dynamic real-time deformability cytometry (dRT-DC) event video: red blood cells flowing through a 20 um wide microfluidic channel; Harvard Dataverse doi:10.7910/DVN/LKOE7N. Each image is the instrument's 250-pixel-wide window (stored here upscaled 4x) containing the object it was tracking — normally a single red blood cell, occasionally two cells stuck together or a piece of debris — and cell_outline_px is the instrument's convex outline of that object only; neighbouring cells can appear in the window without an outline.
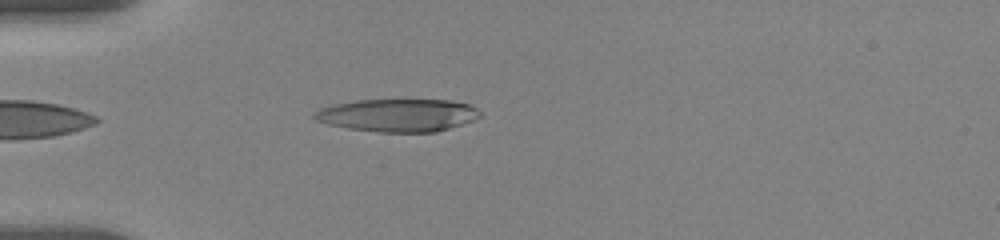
{"species": "human", "species_latin": "Homo sapiens", "temperature_condition": "room temperature", "stored_images_in_passage": 1, "camera_frame_rate_fps": 3000, "um_per_image_px": 0.085, "donor": {"sex": "female"}, "frame": {"image": 1, "passage_image": 1, "time_ms": 0.0, "image_size_px": [1000, 240], "cell_outline_px": [[480, 116], [476, 120], [436, 132], [380, 132], [348, 128], [328, 124], [316, 120], [312, 116], [320, 108], [332, 104], [356, 100], [452, 100], [472, 104], [480, 112]], "centroid_in_image_um": [33.85, 9.79], "position_along_channel_um": 51.1, "area_um2": 31.79}}